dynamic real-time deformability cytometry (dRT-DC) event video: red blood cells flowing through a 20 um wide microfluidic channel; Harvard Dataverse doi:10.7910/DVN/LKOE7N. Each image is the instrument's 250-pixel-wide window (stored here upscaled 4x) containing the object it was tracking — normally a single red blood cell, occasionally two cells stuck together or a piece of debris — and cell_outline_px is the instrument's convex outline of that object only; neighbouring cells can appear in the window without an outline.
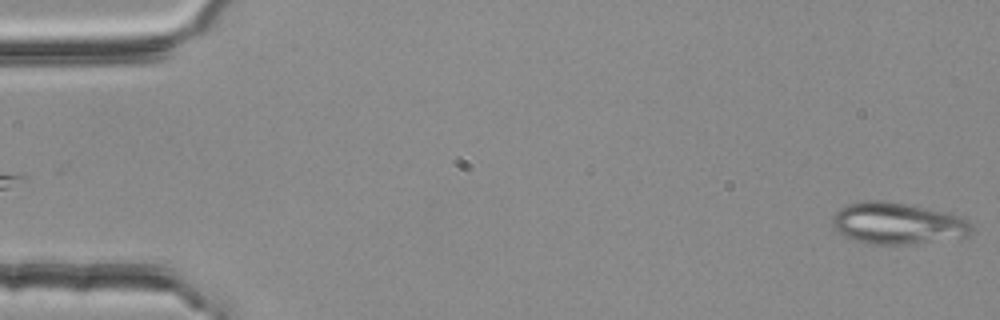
{"species": "common noctule bat (a hibernating species)", "species_latin": "Nyctalus noctula", "temperature_condition": "room temperature", "stored_images_in_passage": 53, "camera_frame_rate_fps": 3000, "um_per_image_px": 0.085, "animal": {"sex": "female", "body_mass_g": 25.1}, "frame": {"image": 1, "passage_image": 1, "time_ms": 0.0, "image_size_px": [1000, 320], "cell_outline_px": [[972, 232], [968, 236], [908, 244], [872, 244], [856, 240], [832, 228], [832, 216], [840, 208], [848, 204], [864, 200], [884, 200], [908, 204], [960, 216], [968, 220], [972, 224]], "centroid_in_image_um": [76.28, 18.97], "position_along_channel_um": 8.7, "area_um2": 33.47}}
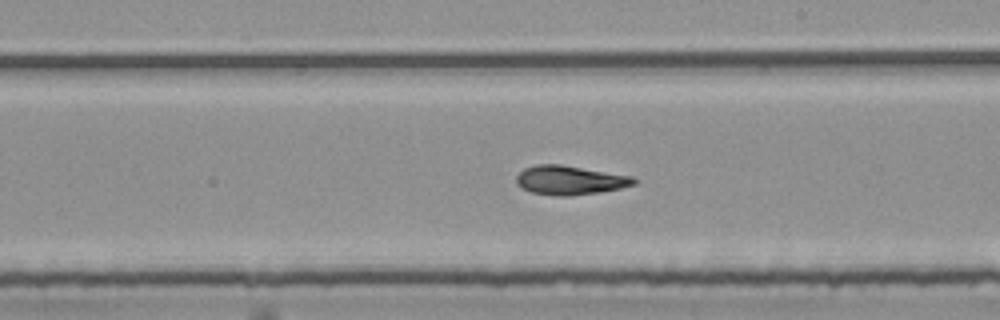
{"frame": {"image": 2, "passage_image": 31, "time_ms": 10.0, "image_size_px": [1000, 320], "cell_outline_px": [[636, 184], [620, 188], [600, 192], [568, 196], [560, 196], [532, 192], [516, 184], [516, 176], [524, 168], [536, 164], [560, 164], [632, 176], [636, 180]], "centroid_in_image_um": [48.43, 15.31], "position_along_channel_um": 240.6, "area_um2": 19.77}}
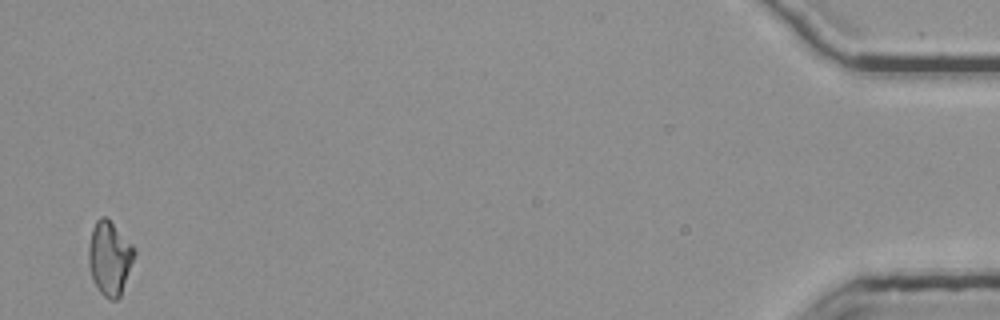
{"frame": {"image": 3, "passage_image": 53, "time_ms": 17.333, "image_size_px": [1000, 320], "cell_outline_px": [[136, 252], [120, 296], [116, 300], [108, 300], [100, 292], [92, 276], [88, 264], [88, 244], [92, 228], [96, 220], [100, 216], [104, 216], [136, 248]], "centroid_in_image_um": [9.3, 21.94], "position_along_channel_um": 425.9, "area_um2": 19.48}, "authors_computed_cell_mechanics": {"area_um2": 19.7676, "velocity_mm_per_s": 3.7806, "shape_relaxation_time_tau1_ms": null, "shape_relaxation_time_tau2_ms": 4.2138, "deformation_change_tau1": null, "deformation_change_tau2": 0.1111}}